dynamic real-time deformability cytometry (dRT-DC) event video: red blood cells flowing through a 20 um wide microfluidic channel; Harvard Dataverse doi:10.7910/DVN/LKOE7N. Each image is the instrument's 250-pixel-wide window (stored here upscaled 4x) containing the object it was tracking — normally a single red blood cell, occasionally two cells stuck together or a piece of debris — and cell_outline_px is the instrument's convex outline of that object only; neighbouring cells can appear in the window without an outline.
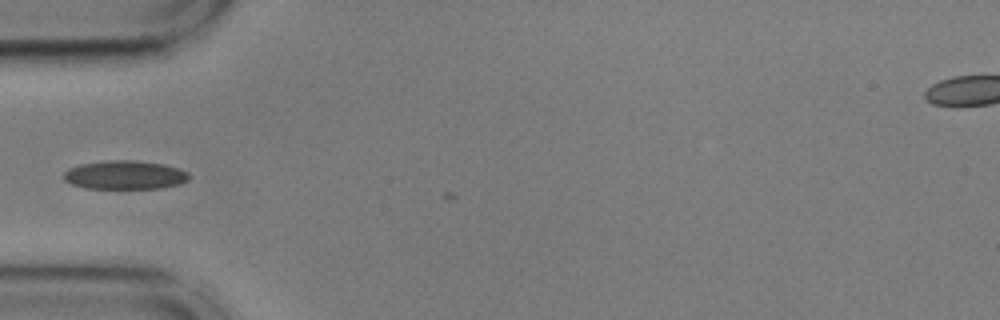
{"species": "common noctule bat (a hibernating species)", "species_latin": "Nyctalus noctula", "temperature_condition": "cold", "stored_images_in_passage": 4, "camera_frame_rate_fps": 3000, "um_per_image_px": 0.085, "animal": {"sex": "male", "body_mass_g": 17.9, "forearm_length_mm": 54.2}, "frame": {"image": 1, "passage_image": 1, "time_ms": 0.0, "image_size_px": [1000, 320], "cell_outline_px": [[192, 176], [188, 180], [180, 184], [164, 188], [84, 188], [72, 184], [64, 180], [64, 172], [68, 168], [80, 164], [104, 160], [132, 160], [164, 164], [188, 172]], "centroid_in_image_um": [10.62, 14.87], "position_along_channel_um": 74.4, "area_um2": 21.1}}